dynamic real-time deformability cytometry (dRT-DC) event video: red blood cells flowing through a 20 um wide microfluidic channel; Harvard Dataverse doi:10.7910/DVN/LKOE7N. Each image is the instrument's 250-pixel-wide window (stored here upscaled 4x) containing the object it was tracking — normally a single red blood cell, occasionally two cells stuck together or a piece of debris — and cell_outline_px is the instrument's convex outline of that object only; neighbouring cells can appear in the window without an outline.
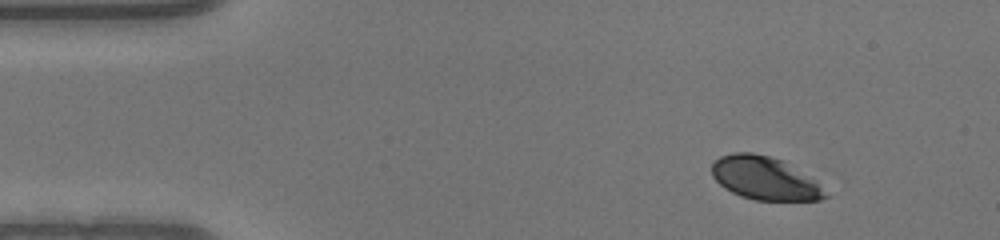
{"species": "human", "species_latin": "Homo sapiens", "temperature_condition": "warm", "stored_images_in_passage": 10, "camera_frame_rate_fps": 3000, "um_per_image_px": 0.085, "donor": {"sex": "male"}, "frame": {"image": 1, "passage_image": 1, "time_ms": 0.0, "image_size_px": [1000, 240], "cell_outline_px": [[816, 196], [812, 200], [768, 200], [748, 196], [724, 184], [716, 176], [716, 164], [720, 160], [728, 156], [760, 156], [768, 160], [796, 180]], "centroid_in_image_um": [64.62, 15.23], "position_along_channel_um": 20.4, "area_um2": 20.69}}
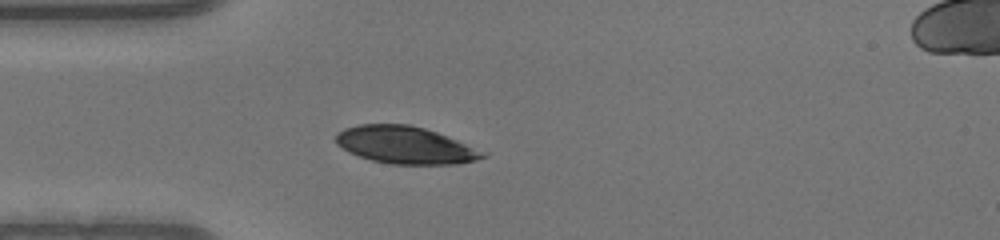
{"frame": {"image": 2, "passage_image": 9, "time_ms": 2.667, "image_size_px": [1000, 240], "cell_outline_px": [[472, 156], [464, 160], [384, 160], [368, 156], [360, 152], [348, 132], [356, 128], [416, 128], [428, 132], [460, 148]], "centroid_in_image_um": [34.41, 12.31], "position_along_channel_um": 50.6, "area_um2": 21.27}}